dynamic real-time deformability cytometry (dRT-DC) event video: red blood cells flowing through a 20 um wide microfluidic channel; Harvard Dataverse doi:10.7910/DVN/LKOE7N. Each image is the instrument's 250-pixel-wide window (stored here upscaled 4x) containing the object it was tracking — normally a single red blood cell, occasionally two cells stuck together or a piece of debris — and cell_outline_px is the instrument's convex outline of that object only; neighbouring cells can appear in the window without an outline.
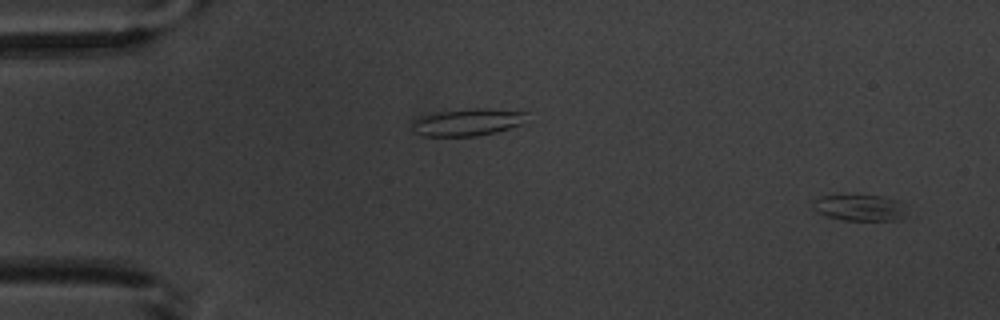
{"species": "common noctule bat (a hibernating species)", "species_latin": "Nyctalus noctula", "temperature_condition": "warm", "stored_images_in_passage": 4, "segment_of_instrument_passage": [2, 2], "camera_frame_rate_fps": 3000, "um_per_image_px": 0.085, "animal": {"sex": "male", "body_mass_g": 20.1, "forearm_length_mm": 53.5}, "frame": {"image": 1, "passage_image": 4, "time_ms": 4.333, "image_size_px": [1000, 320], "cell_outline_px": [[904, 216], [900, 220], [844, 220], [828, 216], [812, 208], [812, 200], [820, 196], [880, 196], [900, 200]], "centroid_in_image_um": [73.04, 17.66], "position_along_channel_um": 12.0, "area_um2": 13.99}}